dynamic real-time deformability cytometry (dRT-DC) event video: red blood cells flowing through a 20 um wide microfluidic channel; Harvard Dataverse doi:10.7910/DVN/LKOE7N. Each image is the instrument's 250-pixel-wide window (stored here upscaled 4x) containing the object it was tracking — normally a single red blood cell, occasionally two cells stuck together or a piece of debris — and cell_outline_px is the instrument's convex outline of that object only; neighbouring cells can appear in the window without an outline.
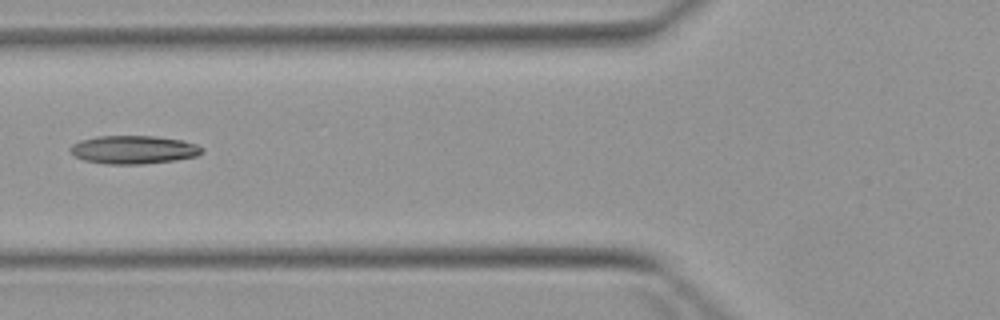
{"species": "Egyptian fruit bat (a non-hibernating species)", "species_latin": "Rousettus aegyptiacus", "temperature_condition": "warm", "stored_images_in_passage": 4, "camera_frame_rate_fps": 3000, "um_per_image_px": 0.085, "animal": {"sex": "female"}, "frame": {"image": 1, "passage_image": 4, "time_ms": 4.333, "image_size_px": [1000, 320], "cell_outline_px": [[204, 152], [196, 156], [176, 160], [140, 164], [108, 164], [84, 160], [76, 156], [68, 148], [72, 144], [80, 140], [96, 136], [156, 136], [184, 140], [196, 144], [204, 148]], "centroid_in_image_um": [11.38, 12.71], "position_along_channel_um": 114.4, "area_um2": 21.79}}